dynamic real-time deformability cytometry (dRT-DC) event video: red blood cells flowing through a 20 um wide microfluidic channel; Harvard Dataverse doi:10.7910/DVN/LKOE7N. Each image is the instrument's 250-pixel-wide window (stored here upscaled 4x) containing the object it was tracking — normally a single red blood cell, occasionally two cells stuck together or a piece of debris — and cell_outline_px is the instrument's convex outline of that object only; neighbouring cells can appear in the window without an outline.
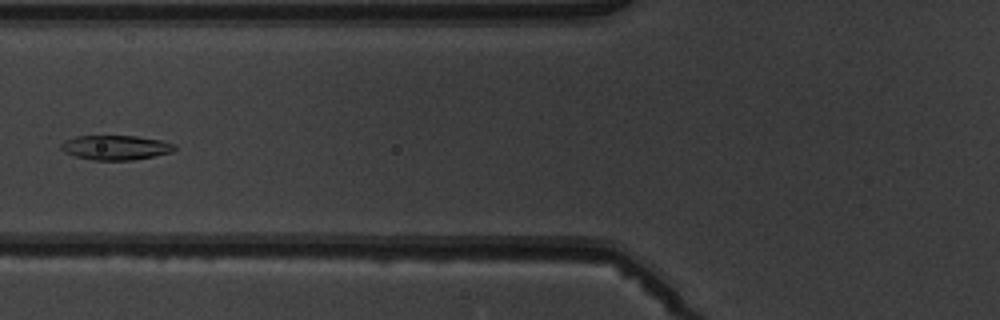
{"species": "common noctule bat (a hibernating species)", "species_latin": "Nyctalus noctula", "temperature_condition": "warm", "stored_images_in_passage": 6, "camera_frame_rate_fps": 3000, "um_per_image_px": 0.085, "animal": {"sex": "male", "body_mass_g": 19.5, "forearm_length_mm": 54.6}, "frame": {"image": 1, "passage_image": 6, "time_ms": 6.333, "image_size_px": [1000, 320], "cell_outline_px": [[176, 148], [172, 152], [132, 160], [92, 160], [76, 156], [64, 152], [60, 148], [60, 144], [76, 136], [136, 136], [160, 140], [176, 144]], "centroid_in_image_um": [9.84, 12.54], "position_along_channel_um": 116.0, "area_um2": 16.13}}